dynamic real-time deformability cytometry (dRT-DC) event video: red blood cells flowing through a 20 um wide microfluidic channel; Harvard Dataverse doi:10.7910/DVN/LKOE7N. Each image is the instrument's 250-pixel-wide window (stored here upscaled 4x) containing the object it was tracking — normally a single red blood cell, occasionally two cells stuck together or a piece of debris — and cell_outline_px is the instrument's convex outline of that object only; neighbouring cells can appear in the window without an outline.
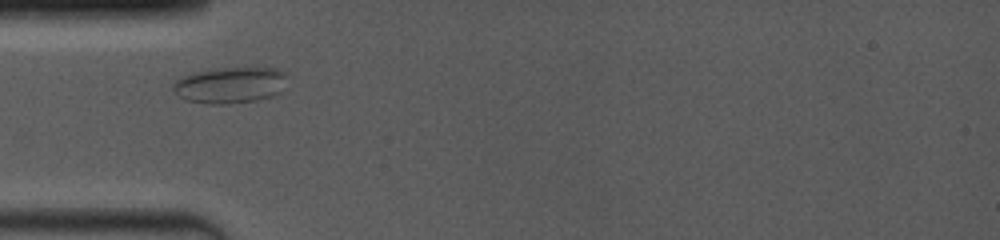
{"species": "common noctule bat (a hibernating species)", "species_latin": "Nyctalus noctula", "temperature_condition": "room temperature", "stored_images_in_passage": 2, "camera_frame_rate_fps": 4000, "um_per_image_px": 0.085, "animal": {"sex": "female", "body_mass_g": 19.0, "forearm_length_mm": 53.3}, "frame": {"image": 1, "passage_image": 1, "time_ms": 0.0, "image_size_px": [1000, 240], "cell_outline_px": [[288, 76], [280, 92], [272, 96], [256, 100], [228, 104], [208, 104], [184, 100], [172, 88], [172, 84], [176, 80], [192, 72], [212, 68], [276, 68], [284, 72]], "centroid_in_image_um": [19.54, 7.23], "position_along_channel_um": 65.5, "area_um2": 24.22}}